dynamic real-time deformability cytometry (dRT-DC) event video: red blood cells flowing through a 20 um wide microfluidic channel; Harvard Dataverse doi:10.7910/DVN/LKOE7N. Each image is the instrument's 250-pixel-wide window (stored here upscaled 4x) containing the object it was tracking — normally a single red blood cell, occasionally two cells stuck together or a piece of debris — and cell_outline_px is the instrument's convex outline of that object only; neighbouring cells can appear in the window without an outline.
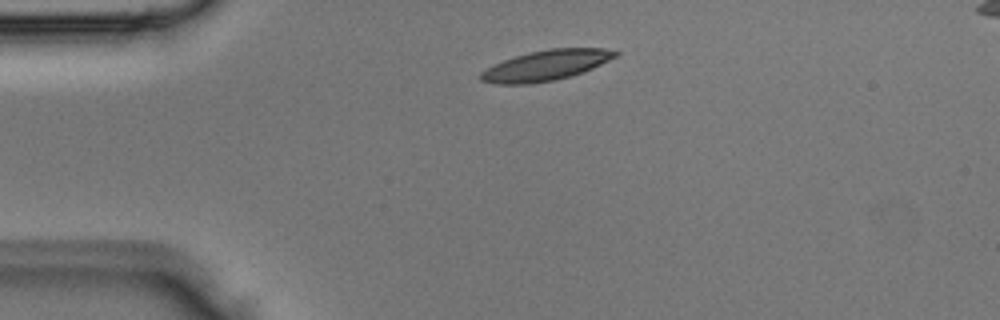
{"species": "Egyptian fruit bat (a non-hibernating species)", "species_latin": "Rousettus aegyptiacus", "temperature_condition": "room temperature", "stored_images_in_passage": 4, "segment_of_instrument_passage": [2, 2], "camera_frame_rate_fps": 3000, "um_per_image_px": 0.085, "animal": {"sex": "male"}, "frame": {"image": 1, "passage_image": 4, "time_ms": 1.0, "image_size_px": [1000, 320], "cell_outline_px": [[620, 52], [616, 56], [592, 68], [568, 76], [552, 80], [528, 84], [496, 84], [480, 80], [480, 72], [492, 64], [528, 52], [548, 48], [604, 48]], "centroid_in_image_um": [46.35, 5.54], "position_along_channel_um": 38.6, "area_um2": 23.52}}